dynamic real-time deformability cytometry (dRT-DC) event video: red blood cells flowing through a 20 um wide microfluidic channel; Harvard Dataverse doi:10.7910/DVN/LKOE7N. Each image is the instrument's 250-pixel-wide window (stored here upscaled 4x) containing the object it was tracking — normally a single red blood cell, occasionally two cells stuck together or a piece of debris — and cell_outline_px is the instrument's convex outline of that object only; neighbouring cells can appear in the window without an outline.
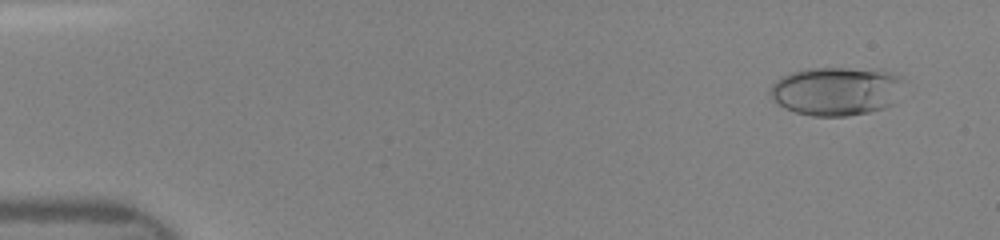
{"species": "human", "species_latin": "Homo sapiens", "temperature_condition": "room temperature", "stored_images_in_passage": 17, "camera_frame_rate_fps": 3000, "um_per_image_px": 0.085, "donor": {"sex": "female"}, "frame": {"image": 1, "passage_image": 3, "time_ms": 0.667, "image_size_px": [1000, 240], "cell_outline_px": [[900, 80], [892, 104], [884, 108], [868, 112], [848, 116], [812, 116], [796, 112], [784, 108], [768, 92], [772, 84], [780, 76], [792, 72], [808, 68], [884, 68], [900, 76]], "centroid_in_image_um": [71.04, 7.72], "position_along_channel_um": 14.0, "area_um2": 37.74}}
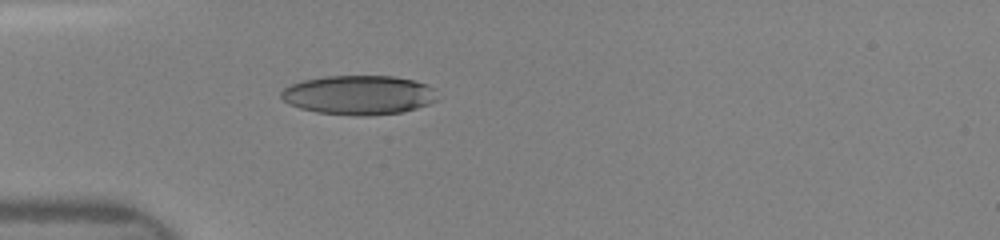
{"frame": {"image": 2, "passage_image": 14, "time_ms": 4.333, "image_size_px": [1000, 240], "cell_outline_px": [[436, 100], [428, 104], [416, 108], [400, 112], [368, 116], [356, 116], [316, 112], [300, 108], [288, 104], [280, 96], [280, 92], [284, 88], [292, 84], [304, 80], [328, 76], [392, 76], [412, 80], [424, 84], [432, 88]], "centroid_in_image_um": [30.44, 8.08], "position_along_channel_um": 54.6, "area_um2": 35.43}}
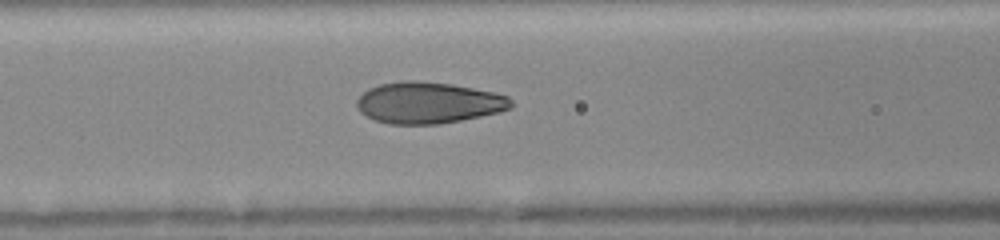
{"frame": {"image": 3, "passage_image": 17, "time_ms": 6.333, "image_size_px": [1000, 240], "cell_outline_px": [[512, 108], [500, 112], [460, 120], [436, 124], [388, 124], [376, 120], [360, 112], [356, 104], [356, 100], [368, 88], [380, 84], [408, 80], [416, 80], [452, 84], [492, 92], [508, 96], [512, 100]], "centroid_in_image_um": [36.41, 8.73], "position_along_channel_um": 130.2, "area_um2": 37.05}}